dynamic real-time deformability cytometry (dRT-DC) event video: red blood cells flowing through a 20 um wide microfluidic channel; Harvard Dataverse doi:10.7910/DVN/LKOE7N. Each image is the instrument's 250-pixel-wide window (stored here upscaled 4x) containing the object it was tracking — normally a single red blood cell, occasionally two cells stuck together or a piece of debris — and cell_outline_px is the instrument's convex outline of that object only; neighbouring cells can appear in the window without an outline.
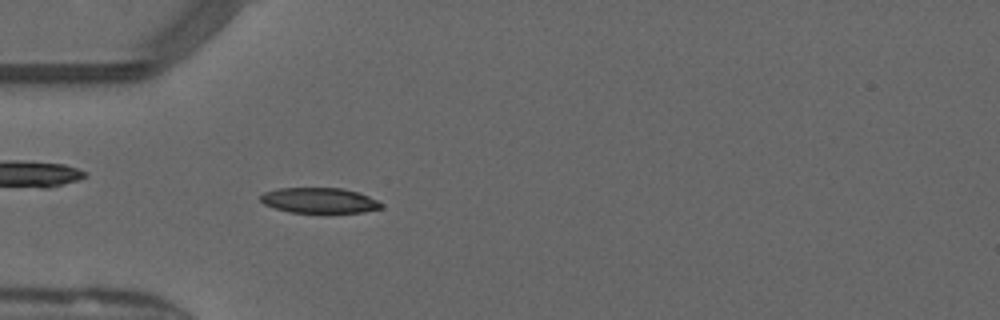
{"species": "common noctule bat (a hibernating species)", "species_latin": "Nyctalus noctula", "temperature_condition": "warm", "stored_images_in_passage": 44, "camera_frame_rate_fps": 3000, "um_per_image_px": 0.085, "animal": {"sex": "male", "forearm_length_mm": 52.5}, "frame": {"image": 1, "passage_image": 9, "time_ms": 2.667, "image_size_px": [1000, 320], "cell_outline_px": [[384, 208], [364, 212], [288, 212], [264, 204], [260, 200], [260, 196], [264, 192], [276, 188], [344, 188], [360, 192], [384, 204]], "centroid_in_image_um": [27.17, 17.03], "position_along_channel_um": 57.8, "area_um2": 17.92}}
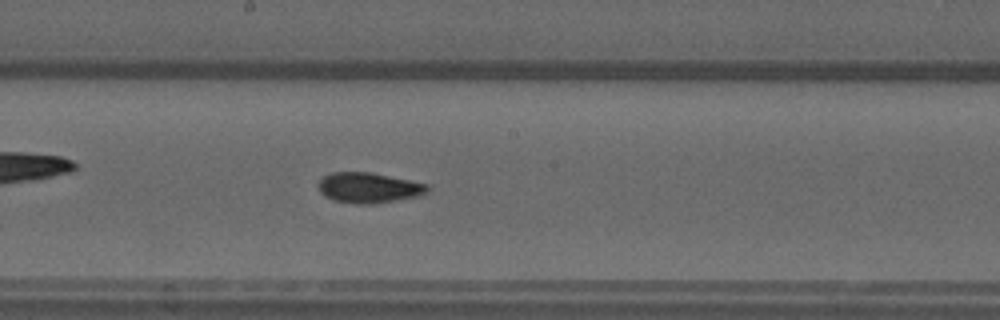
{"frame": {"image": 2, "passage_image": 21, "time_ms": 6.667, "image_size_px": [1000, 320], "cell_outline_px": [[432, 188], [428, 192], [420, 196], [372, 204], [352, 204], [332, 200], [324, 196], [320, 192], [316, 184], [324, 176], [332, 172], [372, 172], [428, 184]], "centroid_in_image_um": [31.34, 15.96], "position_along_channel_um": 216.9, "area_um2": 19.65}}
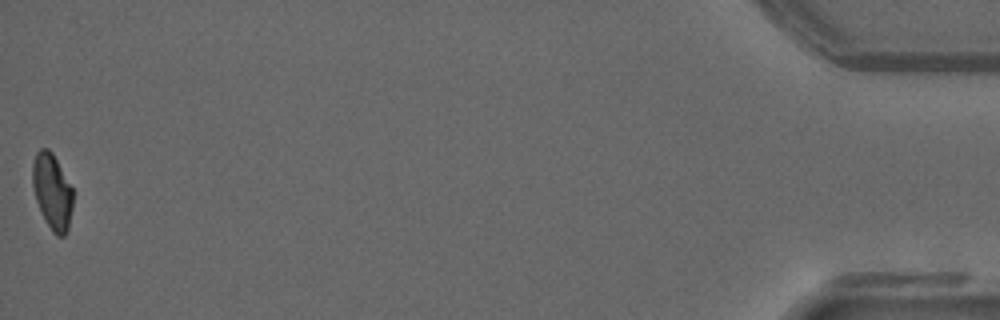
{"frame": {"image": 3, "passage_image": 44, "time_ms": 14.333, "image_size_px": [1000, 320], "cell_outline_px": [[72, 208], [68, 228], [64, 236], [56, 236], [52, 232], [36, 200], [32, 184], [32, 164], [36, 152], [40, 148], [48, 148], [52, 152], [72, 188]], "centroid_in_image_um": [4.42, 16.26], "position_along_channel_um": 430.8, "area_um2": 17.57}, "authors_computed_cell_mechanics": {"area_um2": 18.2359, "velocity_mm_per_s": 4.0887, "shape_relaxation_time_tau1_ms": 9.3712, "shape_relaxation_time_tau2_ms": 1.1982, "deformation_change_tau1": 0.2396, "deformation_change_tau2": 0.0728}}